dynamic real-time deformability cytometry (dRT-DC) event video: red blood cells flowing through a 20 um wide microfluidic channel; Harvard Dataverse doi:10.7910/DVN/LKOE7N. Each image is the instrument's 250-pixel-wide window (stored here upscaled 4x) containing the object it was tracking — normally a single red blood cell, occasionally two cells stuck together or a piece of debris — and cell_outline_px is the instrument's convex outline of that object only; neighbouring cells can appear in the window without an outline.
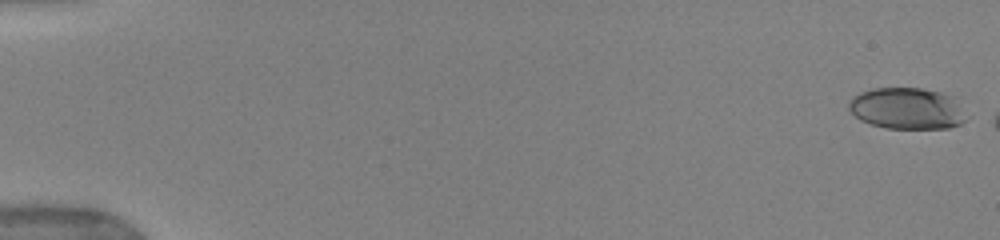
{"species": "human", "species_latin": "Homo sapiens", "temperature_condition": "warm", "stored_images_in_passage": 8, "camera_frame_rate_fps": 3000, "um_per_image_px": 0.085, "donor": {"sex": "female"}, "frame": {"image": 1, "passage_image": 1, "time_ms": 0.0, "image_size_px": [1000, 240], "cell_outline_px": [[964, 120], [960, 124], [948, 128], [884, 128], [860, 120], [848, 108], [848, 104], [852, 96], [860, 92], [872, 88], [920, 88], [940, 92], [952, 96]], "centroid_in_image_um": [76.99, 9.21], "position_along_channel_um": 8.0, "area_um2": 27.86}}